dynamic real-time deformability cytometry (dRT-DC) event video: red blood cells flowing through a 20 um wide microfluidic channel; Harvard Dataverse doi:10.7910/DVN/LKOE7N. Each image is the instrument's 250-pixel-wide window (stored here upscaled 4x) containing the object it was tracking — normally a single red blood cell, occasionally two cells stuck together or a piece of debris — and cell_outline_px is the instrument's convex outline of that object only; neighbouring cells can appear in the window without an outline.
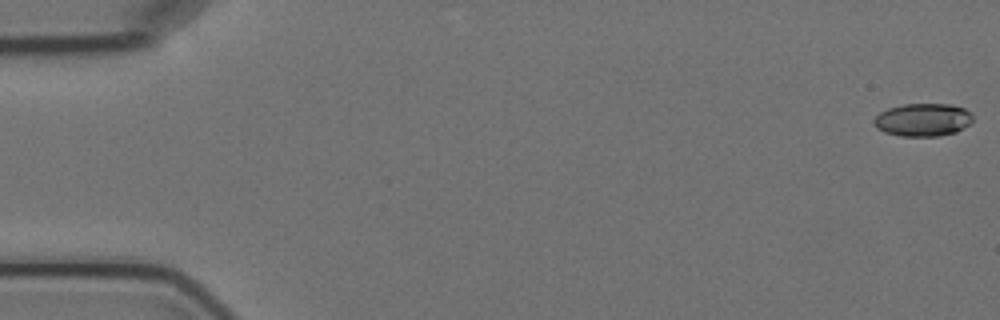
{"species": "Egyptian fruit bat (a non-hibernating species)", "species_latin": "Rousettus aegyptiacus", "temperature_condition": "cold", "stored_images_in_passage": 7, "camera_frame_rate_fps": 3000, "um_per_image_px": 0.085, "animal": {"sex": "female"}, "frame": {"image": 1, "passage_image": 1, "time_ms": 0.0, "image_size_px": [1000, 320], "cell_outline_px": [[972, 120], [964, 128], [956, 132], [936, 136], [900, 136], [884, 132], [876, 128], [872, 124], [872, 120], [880, 112], [888, 108], [904, 104], [952, 104], [964, 108], [972, 112]], "centroid_in_image_um": [78.42, 10.18], "position_along_channel_um": 6.6, "area_um2": 19.13}}
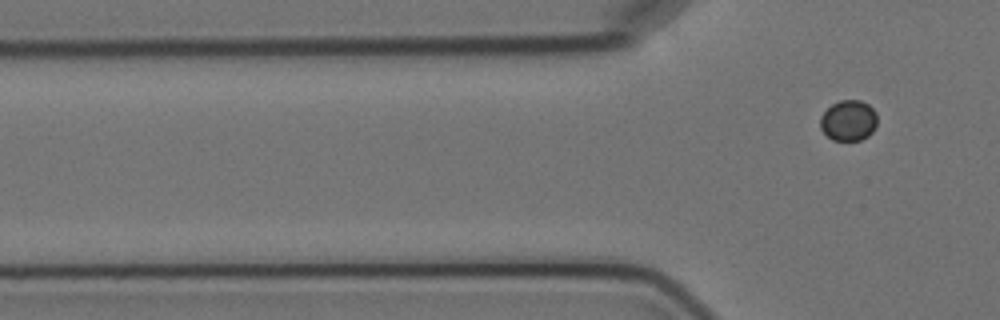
{"frame": {"image": 2, "passage_image": 7, "time_ms": 8.0, "image_size_px": [1000, 320], "cell_outline_px": [[876, 128], [868, 136], [860, 140], [832, 140], [820, 128], [820, 116], [832, 104], [840, 100], [860, 100], [868, 104], [876, 112]], "centroid_in_image_um": [72.13, 10.24], "position_along_channel_um": 53.7, "area_um2": 13.53}}